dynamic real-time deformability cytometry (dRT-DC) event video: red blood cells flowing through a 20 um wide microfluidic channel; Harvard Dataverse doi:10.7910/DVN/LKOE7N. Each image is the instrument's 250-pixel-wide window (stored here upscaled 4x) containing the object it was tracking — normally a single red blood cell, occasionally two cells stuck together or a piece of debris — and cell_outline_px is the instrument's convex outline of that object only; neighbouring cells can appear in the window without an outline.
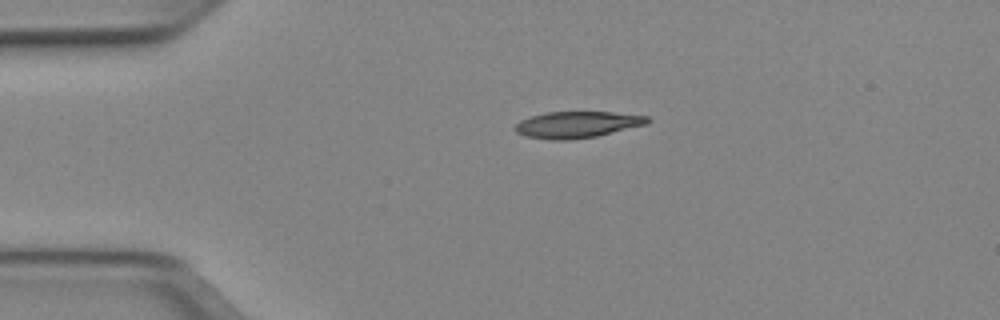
{"species": "Egyptian fruit bat (a non-hibernating species)", "species_latin": "Rousettus aegyptiacus", "temperature_condition": "cold", "stored_images_in_passage": 41, "camera_frame_rate_fps": 3000, "um_per_image_px": 0.085, "animal": {"sex": "female"}, "frame": {"image": 1, "passage_image": 1, "time_ms": 0.0, "image_size_px": [1000, 320], "cell_outline_px": [[652, 120], [648, 124], [596, 136], [572, 140], [548, 140], [524, 136], [516, 132], [516, 124], [520, 120], [532, 116], [548, 112], [612, 112], [648, 116]], "centroid_in_image_um": [49.08, 10.6], "position_along_channel_um": 35.9, "area_um2": 20.46}}
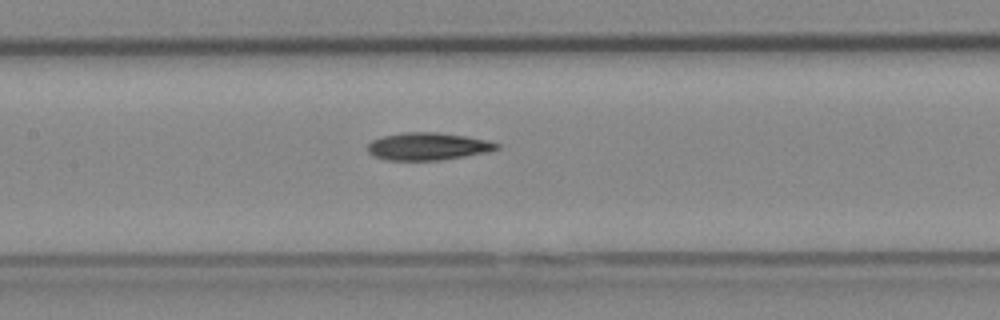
{"frame": {"image": 2, "passage_image": 14, "time_ms": 4.333, "image_size_px": [1000, 320], "cell_outline_px": [[500, 148], [488, 152], [440, 160], [388, 160], [372, 156], [368, 152], [368, 144], [372, 140], [380, 136], [404, 132], [436, 132], [464, 136], [484, 140], [500, 144]], "centroid_in_image_um": [36.32, 12.44], "position_along_channel_um": 171.1, "area_um2": 20.63}}
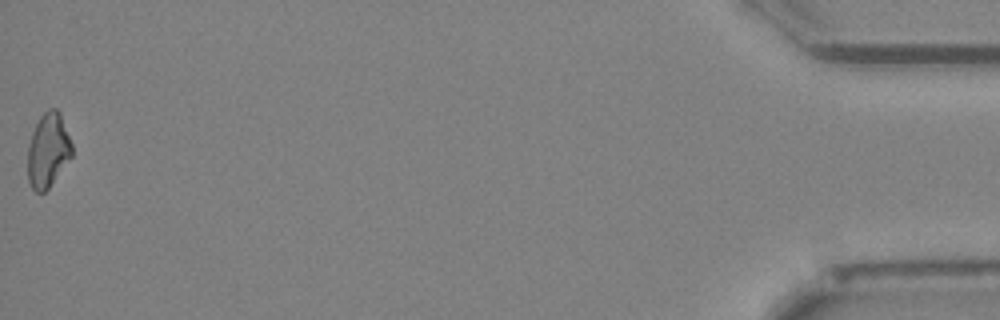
{"frame": {"image": 3, "passage_image": 41, "time_ms": 13.333, "image_size_px": [1000, 320], "cell_outline_px": [[72, 156], [48, 188], [44, 192], [36, 192], [32, 188], [28, 180], [28, 144], [32, 132], [40, 116], [48, 108], [56, 108], [60, 112], [72, 144]], "centroid_in_image_um": [4.08, 12.75], "position_along_channel_um": 431.1, "area_um2": 19.07}, "authors_computed_cell_mechanics": {"area_um2": 20.23, "velocity_mm_per_s": 3.9766, "shape_relaxation_time_tau1_ms": 10.3303, "shape_relaxation_time_tau2_ms": null, "deformation_change_tau1": 0.2081, "deformation_change_tau2": null}}